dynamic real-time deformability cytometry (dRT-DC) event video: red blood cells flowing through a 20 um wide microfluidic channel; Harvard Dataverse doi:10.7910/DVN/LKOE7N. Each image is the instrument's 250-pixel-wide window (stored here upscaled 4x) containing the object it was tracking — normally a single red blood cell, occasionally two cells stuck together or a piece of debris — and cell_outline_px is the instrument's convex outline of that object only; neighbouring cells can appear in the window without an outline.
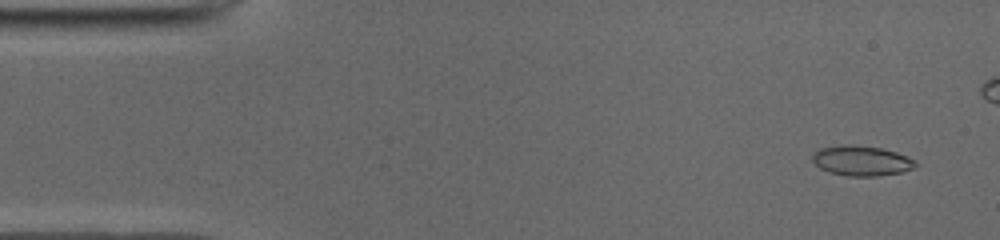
{"species": "common noctule bat (a hibernating species)", "species_latin": "Nyctalus noctula", "temperature_condition": "cold", "stored_images_in_passage": 44, "camera_frame_rate_fps": 3000, "um_per_image_px": 0.085, "animal": {"sex": "male", "body_mass_g": 19.0, "forearm_length_mm": 50.8}, "frame": {"image": 1, "passage_image": 3, "time_ms": 0.667, "image_size_px": [1000, 240], "cell_outline_px": [[916, 168], [900, 172], [876, 176], [848, 176], [828, 172], [820, 168], [812, 160], [812, 152], [820, 148], [840, 144], [856, 144], [880, 148], [896, 152], [908, 156], [916, 160]], "centroid_in_image_um": [73.21, 13.65], "position_along_channel_um": 11.8, "area_um2": 18.32}}
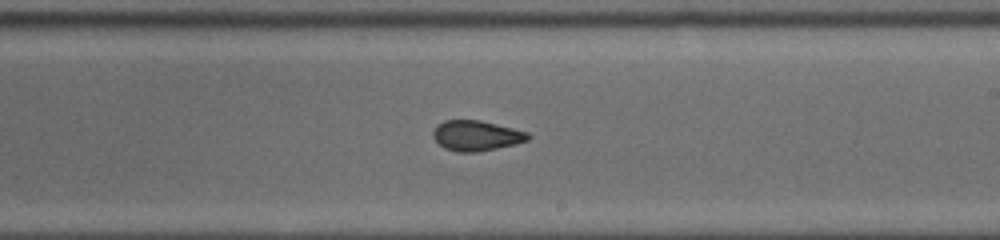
{"frame": {"image": 2, "passage_image": 29, "time_ms": 9.333, "image_size_px": [1000, 240], "cell_outline_px": [[532, 136], [528, 140], [516, 144], [476, 152], [456, 152], [444, 148], [432, 136], [432, 132], [444, 120], [480, 120], [528, 132]], "centroid_in_image_um": [40.5, 11.53], "position_along_channel_um": 248.5, "area_um2": 16.65}}
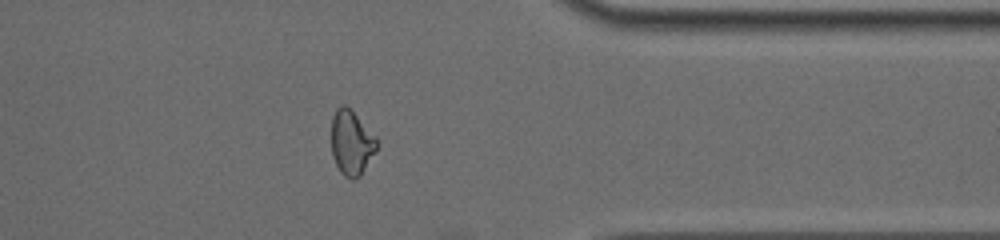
{"frame": {"image": 3, "passage_image": 40, "time_ms": 13.0, "image_size_px": [1000, 240], "cell_outline_px": [[376, 148], [360, 176], [352, 180], [344, 176], [340, 172], [332, 156], [332, 116], [336, 108], [340, 104], [344, 104], [376, 136]], "centroid_in_image_um": [29.84, 12.13], "position_along_channel_um": 381.6, "area_um2": 16.76}, "authors_computed_cell_mechanics": {"area_um2": 17.2244, "velocity_mm_per_s": 3.9692, "shape_relaxation_time_tau1_ms": null, "shape_relaxation_time_tau2_ms": 1.8248, "deformation_change_tau1": null, "deformation_change_tau2": 0.0663}}